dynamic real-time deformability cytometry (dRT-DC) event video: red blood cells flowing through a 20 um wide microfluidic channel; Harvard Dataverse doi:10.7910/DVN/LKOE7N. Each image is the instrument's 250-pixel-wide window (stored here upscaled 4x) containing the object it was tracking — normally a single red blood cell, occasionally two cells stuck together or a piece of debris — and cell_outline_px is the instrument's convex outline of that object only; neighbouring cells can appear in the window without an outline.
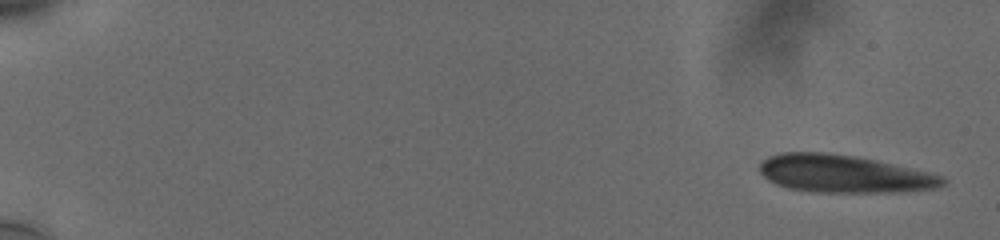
{"species": "human", "species_latin": "Homo sapiens", "temperature_condition": "cold", "stored_images_in_passage": 46, "camera_frame_rate_fps": 3000, "um_per_image_px": 0.085, "donor": {"sex": "male"}, "frame": {"image": 1, "passage_image": 1, "time_ms": 0.0, "image_size_px": [1000, 240], "cell_outline_px": [[944, 184], [936, 188], [896, 192], [820, 192], [788, 188], [776, 184], [768, 180], [760, 172], [760, 164], [768, 156], [784, 152], [820, 152], [852, 156], [872, 160], [944, 176]], "centroid_in_image_um": [71.68, 14.78], "position_along_channel_um": 13.3, "area_um2": 39.42}}
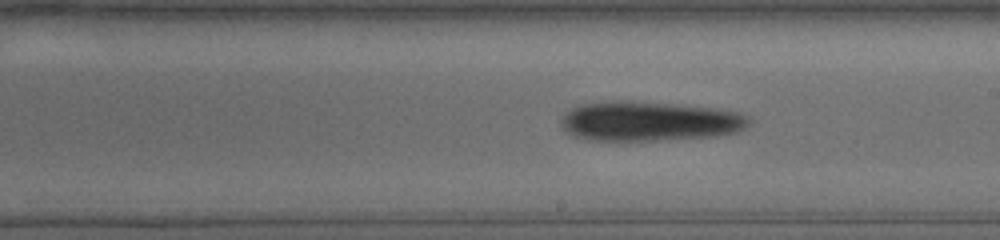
{"frame": {"image": 2, "passage_image": 28, "time_ms": 10.667, "image_size_px": [1000, 240], "cell_outline_px": [[752, 120], [748, 124], [736, 132], [716, 136], [656, 140], [588, 140], [572, 136], [560, 124], [560, 120], [572, 108], [584, 104], [664, 104], [712, 108], [736, 112]], "centroid_in_image_um": [55.21, 10.37], "position_along_channel_um": 233.8, "area_um2": 41.38}}
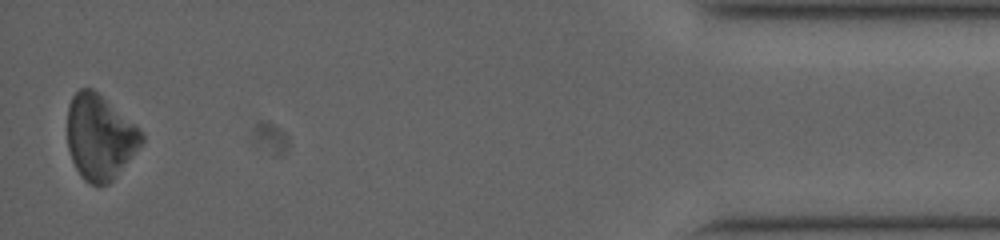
{"frame": {"image": 3, "passage_image": 46, "time_ms": 17.667, "image_size_px": [1000, 240], "cell_outline_px": [[144, 140], [116, 176], [108, 184], [92, 184], [84, 180], [80, 176], [72, 160], [68, 148], [68, 104], [72, 96], [80, 88], [92, 88], [132, 124], [144, 136]], "centroid_in_image_um": [8.43, 11.68], "position_along_channel_um": 426.8, "area_um2": 35.72}, "authors_computed_cell_mechanics": {"area_um2": 40.0554, "velocity_mm_per_s": 3.7579, "shape_relaxation_time_tau1_ms": 9.2531, "shape_relaxation_time_tau2_ms": null, "deformation_change_tau1": 0.1014, "deformation_change_tau2": null}}